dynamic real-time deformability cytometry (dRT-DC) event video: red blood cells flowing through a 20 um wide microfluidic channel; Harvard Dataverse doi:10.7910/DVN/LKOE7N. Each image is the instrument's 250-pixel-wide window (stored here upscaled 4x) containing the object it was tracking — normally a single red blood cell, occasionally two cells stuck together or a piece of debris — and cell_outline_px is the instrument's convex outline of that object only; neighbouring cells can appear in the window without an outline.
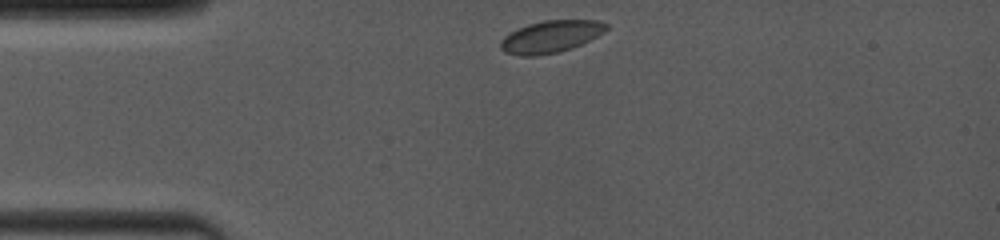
{"species": "common noctule bat (a hibernating species)", "species_latin": "Nyctalus noctula", "temperature_condition": "room temperature", "stored_images_in_passage": 40, "camera_frame_rate_fps": 4000, "um_per_image_px": 0.085, "animal": {"sex": "female", "body_mass_g": 19.0, "forearm_length_mm": 53.3}, "frame": {"image": 1, "passage_image": 1, "time_ms": 0.0, "image_size_px": [1000, 240], "cell_outline_px": [[608, 28], [604, 32], [572, 48], [560, 52], [536, 56], [520, 56], [504, 52], [500, 48], [500, 40], [504, 36], [528, 24], [544, 20], [596, 20], [608, 24]], "centroid_in_image_um": [46.8, 3.12], "position_along_channel_um": 38.2, "area_um2": 19.71}}
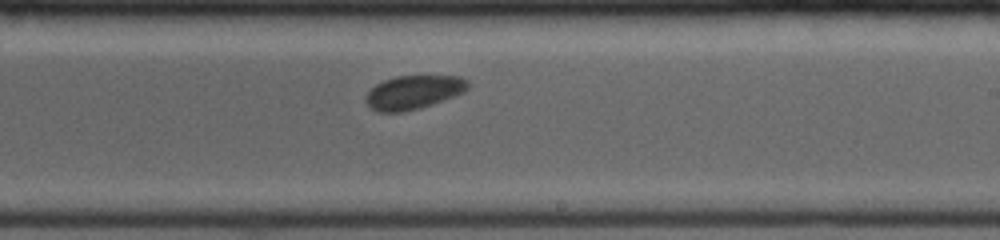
{"frame": {"image": 2, "passage_image": 23, "time_ms": 6.25, "image_size_px": [1000, 240], "cell_outline_px": [[468, 88], [464, 92], [432, 104], [420, 108], [400, 112], [376, 112], [364, 100], [368, 92], [376, 84], [384, 80], [396, 76], [460, 76], [468, 80]], "centroid_in_image_um": [35.14, 7.84], "position_along_channel_um": 253.9, "area_um2": 19.94}}
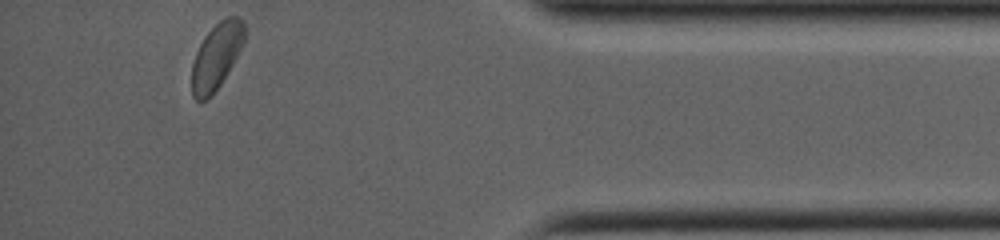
{"frame": {"image": 3, "passage_image": 40, "time_ms": 11.0, "image_size_px": [1000, 240], "cell_outline_px": [[244, 40], [228, 72], [212, 96], [204, 100], [196, 100], [192, 96], [192, 64], [196, 52], [200, 44], [208, 32], [220, 20], [228, 16], [240, 16], [244, 20]], "centroid_in_image_um": [18.39, 4.77], "position_along_channel_um": 416.8, "area_um2": 20.0}}